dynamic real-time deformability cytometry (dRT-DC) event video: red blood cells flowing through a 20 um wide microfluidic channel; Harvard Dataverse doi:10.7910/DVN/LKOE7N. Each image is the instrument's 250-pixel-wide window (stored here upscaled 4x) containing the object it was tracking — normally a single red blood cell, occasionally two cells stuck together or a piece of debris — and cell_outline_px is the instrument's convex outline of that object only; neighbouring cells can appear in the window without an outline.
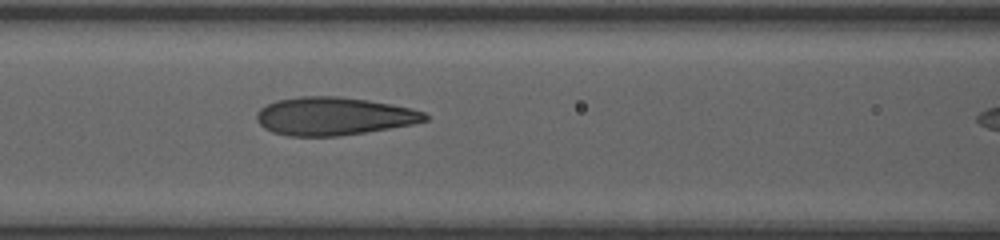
{"species": "human", "species_latin": "Homo sapiens", "temperature_condition": "room temperature", "stored_images_in_passage": 6, "segment_of_instrument_passage": [1, 2], "camera_frame_rate_fps": 3000, "um_per_image_px": 0.085, "donor": {"sex": "female"}, "frame": {"image": 1, "passage_image": 5, "time_ms": 2.333, "image_size_px": [1000, 240], "cell_outline_px": [[428, 120], [412, 124], [364, 132], [336, 136], [288, 136], [272, 132], [264, 128], [256, 120], [256, 112], [260, 108], [276, 100], [300, 96], [340, 96], [368, 100], [392, 104], [412, 108], [424, 112], [428, 116]], "centroid_in_image_um": [28.34, 9.87], "position_along_channel_um": 138.3, "area_um2": 37.34}}